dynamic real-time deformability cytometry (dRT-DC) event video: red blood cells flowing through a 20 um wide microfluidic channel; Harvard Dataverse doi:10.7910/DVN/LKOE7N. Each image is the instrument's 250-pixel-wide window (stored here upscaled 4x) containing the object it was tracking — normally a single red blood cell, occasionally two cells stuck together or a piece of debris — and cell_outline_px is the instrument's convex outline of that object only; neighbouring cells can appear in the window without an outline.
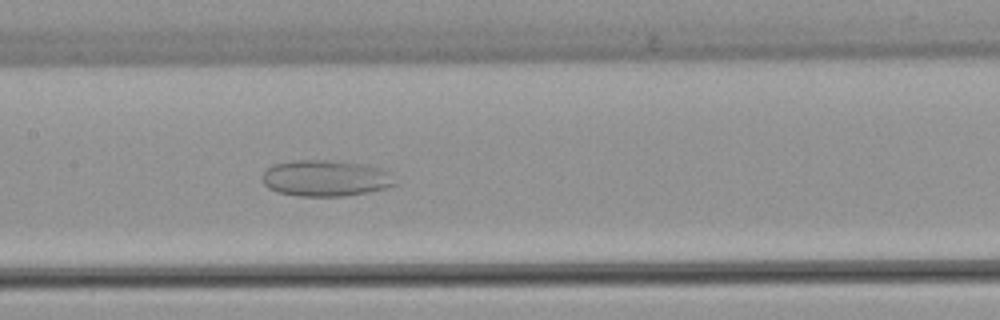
{"species": "common noctule bat (a hibernating species)", "species_latin": "Nyctalus noctula", "temperature_condition": "warm", "stored_images_in_passage": 52, "camera_frame_rate_fps": 3000, "um_per_image_px": 0.085, "animal": {"sex": "female", "body_mass_g": 22.7, "forearm_length_mm": 54.2}, "frame": {"image": 1, "passage_image": 25, "time_ms": 8.0, "image_size_px": [1000, 320], "cell_outline_px": [[396, 184], [388, 188], [368, 192], [344, 196], [296, 196], [276, 192], [268, 188], [264, 184], [264, 172], [268, 168], [276, 164], [292, 160], [328, 160], [364, 164], [380, 168], [388, 172]], "centroid_in_image_um": [27.67, 15.16], "position_along_channel_um": 179.7, "area_um2": 27.92}}